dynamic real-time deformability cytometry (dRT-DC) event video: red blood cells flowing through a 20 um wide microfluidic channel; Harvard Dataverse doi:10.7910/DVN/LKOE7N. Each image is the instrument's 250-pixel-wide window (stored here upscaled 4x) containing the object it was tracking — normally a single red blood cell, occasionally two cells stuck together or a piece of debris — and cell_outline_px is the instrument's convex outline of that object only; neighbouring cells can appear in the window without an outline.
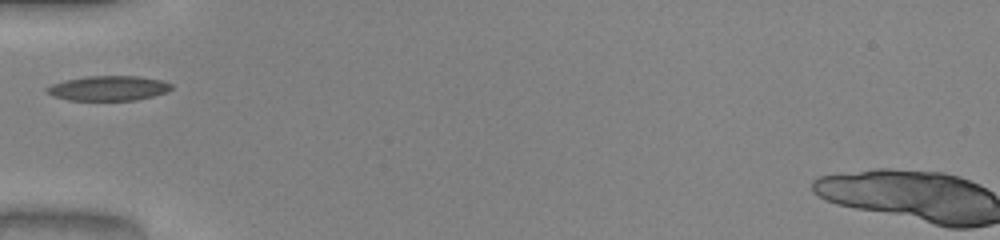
{"species": "common noctule bat (a hibernating species)", "species_latin": "Nyctalus noctula", "temperature_condition": "warm", "stored_images_in_passage": 29, "camera_frame_rate_fps": 3000, "um_per_image_px": 0.085, "animal": {"sex": "male", "body_mass_g": 20.0, "forearm_length_mm": 53.3}, "frame": {"image": 1, "passage_image": 1, "time_ms": 0.0, "image_size_px": [1000, 240], "cell_outline_px": [[172, 88], [168, 92], [136, 100], [68, 100], [52, 96], [44, 88], [52, 84], [64, 80], [88, 76], [140, 76], [164, 80], [172, 84]], "centroid_in_image_um": [9.24, 7.49], "position_along_channel_um": 75.8, "area_um2": 18.15}}